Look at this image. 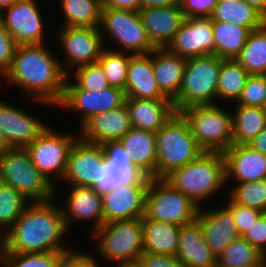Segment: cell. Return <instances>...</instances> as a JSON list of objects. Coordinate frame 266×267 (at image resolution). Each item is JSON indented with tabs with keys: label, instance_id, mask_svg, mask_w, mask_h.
<instances>
[{
	"label": "cell",
	"instance_id": "6da1fadb",
	"mask_svg": "<svg viewBox=\"0 0 266 267\" xmlns=\"http://www.w3.org/2000/svg\"><path fill=\"white\" fill-rule=\"evenodd\" d=\"M48 46V43L17 45L10 69L1 79L8 87L19 88L35 104L55 108L62 99L68 75L60 57Z\"/></svg>",
	"mask_w": 266,
	"mask_h": 267
},
{
	"label": "cell",
	"instance_id": "7a4b0ae2",
	"mask_svg": "<svg viewBox=\"0 0 266 267\" xmlns=\"http://www.w3.org/2000/svg\"><path fill=\"white\" fill-rule=\"evenodd\" d=\"M57 200L53 198L44 202H30L3 235L2 252H72L75 247L65 242L70 232Z\"/></svg>",
	"mask_w": 266,
	"mask_h": 267
},
{
	"label": "cell",
	"instance_id": "3957f363",
	"mask_svg": "<svg viewBox=\"0 0 266 267\" xmlns=\"http://www.w3.org/2000/svg\"><path fill=\"white\" fill-rule=\"evenodd\" d=\"M164 179L201 208L213 195L227 189L224 155L204 152L193 162L173 170Z\"/></svg>",
	"mask_w": 266,
	"mask_h": 267
},
{
	"label": "cell",
	"instance_id": "277c9868",
	"mask_svg": "<svg viewBox=\"0 0 266 267\" xmlns=\"http://www.w3.org/2000/svg\"><path fill=\"white\" fill-rule=\"evenodd\" d=\"M202 153L204 151L192 135L188 121L180 112H175L156 132V178H165Z\"/></svg>",
	"mask_w": 266,
	"mask_h": 267
},
{
	"label": "cell",
	"instance_id": "5b68a950",
	"mask_svg": "<svg viewBox=\"0 0 266 267\" xmlns=\"http://www.w3.org/2000/svg\"><path fill=\"white\" fill-rule=\"evenodd\" d=\"M221 106L194 105L180 111L204 152L223 153L233 144L232 112Z\"/></svg>",
	"mask_w": 266,
	"mask_h": 267
},
{
	"label": "cell",
	"instance_id": "8992f818",
	"mask_svg": "<svg viewBox=\"0 0 266 267\" xmlns=\"http://www.w3.org/2000/svg\"><path fill=\"white\" fill-rule=\"evenodd\" d=\"M88 237L97 241L94 250L102 261H133L144 253L142 218L103 223Z\"/></svg>",
	"mask_w": 266,
	"mask_h": 267
},
{
	"label": "cell",
	"instance_id": "52a82bcc",
	"mask_svg": "<svg viewBox=\"0 0 266 267\" xmlns=\"http://www.w3.org/2000/svg\"><path fill=\"white\" fill-rule=\"evenodd\" d=\"M222 58L207 55L186 59L184 76L174 109L180 112L194 105H216Z\"/></svg>",
	"mask_w": 266,
	"mask_h": 267
},
{
	"label": "cell",
	"instance_id": "ba28073f",
	"mask_svg": "<svg viewBox=\"0 0 266 267\" xmlns=\"http://www.w3.org/2000/svg\"><path fill=\"white\" fill-rule=\"evenodd\" d=\"M99 30L106 48L133 55L149 54L156 49L148 38L138 11L102 7ZM106 38L112 40L109 43L114 41L115 45L110 47Z\"/></svg>",
	"mask_w": 266,
	"mask_h": 267
},
{
	"label": "cell",
	"instance_id": "9c48e42d",
	"mask_svg": "<svg viewBox=\"0 0 266 267\" xmlns=\"http://www.w3.org/2000/svg\"><path fill=\"white\" fill-rule=\"evenodd\" d=\"M2 183L19 191L30 202L55 198V187L32 163L26 148H10L0 155Z\"/></svg>",
	"mask_w": 266,
	"mask_h": 267
},
{
	"label": "cell",
	"instance_id": "30bf717a",
	"mask_svg": "<svg viewBox=\"0 0 266 267\" xmlns=\"http://www.w3.org/2000/svg\"><path fill=\"white\" fill-rule=\"evenodd\" d=\"M57 130L56 127H46L26 149L34 166L55 187V197L59 198L61 188L57 186L62 181L70 150L79 135L78 132Z\"/></svg>",
	"mask_w": 266,
	"mask_h": 267
},
{
	"label": "cell",
	"instance_id": "8fae6325",
	"mask_svg": "<svg viewBox=\"0 0 266 267\" xmlns=\"http://www.w3.org/2000/svg\"><path fill=\"white\" fill-rule=\"evenodd\" d=\"M199 207L164 178H151L145 196L146 219L183 226L196 220Z\"/></svg>",
	"mask_w": 266,
	"mask_h": 267
},
{
	"label": "cell",
	"instance_id": "7c38bea8",
	"mask_svg": "<svg viewBox=\"0 0 266 267\" xmlns=\"http://www.w3.org/2000/svg\"><path fill=\"white\" fill-rule=\"evenodd\" d=\"M58 47L65 59L60 58L64 72L68 75L74 69L96 63L104 48L99 27H60L58 28Z\"/></svg>",
	"mask_w": 266,
	"mask_h": 267
},
{
	"label": "cell",
	"instance_id": "4fadbf2b",
	"mask_svg": "<svg viewBox=\"0 0 266 267\" xmlns=\"http://www.w3.org/2000/svg\"><path fill=\"white\" fill-rule=\"evenodd\" d=\"M37 2L38 0H21L0 12L5 29L17 45L45 43V15Z\"/></svg>",
	"mask_w": 266,
	"mask_h": 267
},
{
	"label": "cell",
	"instance_id": "5bb4252c",
	"mask_svg": "<svg viewBox=\"0 0 266 267\" xmlns=\"http://www.w3.org/2000/svg\"><path fill=\"white\" fill-rule=\"evenodd\" d=\"M150 180V177L143 175L137 182L117 186L103 192L104 223L142 218Z\"/></svg>",
	"mask_w": 266,
	"mask_h": 267
},
{
	"label": "cell",
	"instance_id": "9a60e30c",
	"mask_svg": "<svg viewBox=\"0 0 266 267\" xmlns=\"http://www.w3.org/2000/svg\"><path fill=\"white\" fill-rule=\"evenodd\" d=\"M105 151L101 144L85 142L78 138L73 144L62 178L63 186L93 187L99 180Z\"/></svg>",
	"mask_w": 266,
	"mask_h": 267
},
{
	"label": "cell",
	"instance_id": "2e32d148",
	"mask_svg": "<svg viewBox=\"0 0 266 267\" xmlns=\"http://www.w3.org/2000/svg\"><path fill=\"white\" fill-rule=\"evenodd\" d=\"M125 92L115 87L89 91L84 89H64L59 109L79 113L78 128L95 114L115 109L125 103Z\"/></svg>",
	"mask_w": 266,
	"mask_h": 267
},
{
	"label": "cell",
	"instance_id": "e0dca14e",
	"mask_svg": "<svg viewBox=\"0 0 266 267\" xmlns=\"http://www.w3.org/2000/svg\"><path fill=\"white\" fill-rule=\"evenodd\" d=\"M29 112L0 97V132L10 148H26L49 126Z\"/></svg>",
	"mask_w": 266,
	"mask_h": 267
},
{
	"label": "cell",
	"instance_id": "ac0fdd59",
	"mask_svg": "<svg viewBox=\"0 0 266 267\" xmlns=\"http://www.w3.org/2000/svg\"><path fill=\"white\" fill-rule=\"evenodd\" d=\"M167 49L185 59L213 55L211 17L185 18Z\"/></svg>",
	"mask_w": 266,
	"mask_h": 267
},
{
	"label": "cell",
	"instance_id": "d6986e66",
	"mask_svg": "<svg viewBox=\"0 0 266 267\" xmlns=\"http://www.w3.org/2000/svg\"><path fill=\"white\" fill-rule=\"evenodd\" d=\"M68 188V194L64 198L65 206L60 204L68 231L71 232L75 223L78 225V221L93 223L89 234L100 228L104 223L102 194L92 187L68 186Z\"/></svg>",
	"mask_w": 266,
	"mask_h": 267
},
{
	"label": "cell",
	"instance_id": "ffe728a7",
	"mask_svg": "<svg viewBox=\"0 0 266 267\" xmlns=\"http://www.w3.org/2000/svg\"><path fill=\"white\" fill-rule=\"evenodd\" d=\"M101 145L105 151V159L100 180L92 187L94 190L102 194L117 186L137 182L143 176L118 140Z\"/></svg>",
	"mask_w": 266,
	"mask_h": 267
},
{
	"label": "cell",
	"instance_id": "44dd1931",
	"mask_svg": "<svg viewBox=\"0 0 266 267\" xmlns=\"http://www.w3.org/2000/svg\"><path fill=\"white\" fill-rule=\"evenodd\" d=\"M126 102L105 112L93 115L78 129L79 138L93 144L117 141L131 129Z\"/></svg>",
	"mask_w": 266,
	"mask_h": 267
},
{
	"label": "cell",
	"instance_id": "7402d4cb",
	"mask_svg": "<svg viewBox=\"0 0 266 267\" xmlns=\"http://www.w3.org/2000/svg\"><path fill=\"white\" fill-rule=\"evenodd\" d=\"M199 208L196 220L201 226L203 238L217 257L234 240L241 237L232 212L221 205L216 208Z\"/></svg>",
	"mask_w": 266,
	"mask_h": 267
},
{
	"label": "cell",
	"instance_id": "603a6c76",
	"mask_svg": "<svg viewBox=\"0 0 266 267\" xmlns=\"http://www.w3.org/2000/svg\"><path fill=\"white\" fill-rule=\"evenodd\" d=\"M228 184L266 179V155L249 144H232L223 152Z\"/></svg>",
	"mask_w": 266,
	"mask_h": 267
},
{
	"label": "cell",
	"instance_id": "cb8c5ba5",
	"mask_svg": "<svg viewBox=\"0 0 266 267\" xmlns=\"http://www.w3.org/2000/svg\"><path fill=\"white\" fill-rule=\"evenodd\" d=\"M138 14L155 48H167L185 21L180 6L141 8Z\"/></svg>",
	"mask_w": 266,
	"mask_h": 267
},
{
	"label": "cell",
	"instance_id": "d4e9b609",
	"mask_svg": "<svg viewBox=\"0 0 266 267\" xmlns=\"http://www.w3.org/2000/svg\"><path fill=\"white\" fill-rule=\"evenodd\" d=\"M126 98L168 99L160 90L153 70V51L130 57L127 70Z\"/></svg>",
	"mask_w": 266,
	"mask_h": 267
},
{
	"label": "cell",
	"instance_id": "484cf974",
	"mask_svg": "<svg viewBox=\"0 0 266 267\" xmlns=\"http://www.w3.org/2000/svg\"><path fill=\"white\" fill-rule=\"evenodd\" d=\"M175 256L186 267H217V255L203 238L197 220L180 227Z\"/></svg>",
	"mask_w": 266,
	"mask_h": 267
},
{
	"label": "cell",
	"instance_id": "4316f807",
	"mask_svg": "<svg viewBox=\"0 0 266 267\" xmlns=\"http://www.w3.org/2000/svg\"><path fill=\"white\" fill-rule=\"evenodd\" d=\"M131 127L156 133L174 114L170 99L126 98Z\"/></svg>",
	"mask_w": 266,
	"mask_h": 267
},
{
	"label": "cell",
	"instance_id": "83f0119b",
	"mask_svg": "<svg viewBox=\"0 0 266 267\" xmlns=\"http://www.w3.org/2000/svg\"><path fill=\"white\" fill-rule=\"evenodd\" d=\"M118 141L143 175L156 178V133L131 128Z\"/></svg>",
	"mask_w": 266,
	"mask_h": 267
},
{
	"label": "cell",
	"instance_id": "f1b7e54d",
	"mask_svg": "<svg viewBox=\"0 0 266 267\" xmlns=\"http://www.w3.org/2000/svg\"><path fill=\"white\" fill-rule=\"evenodd\" d=\"M186 59L170 52L167 48L153 50V70L161 92L172 102L180 91Z\"/></svg>",
	"mask_w": 266,
	"mask_h": 267
},
{
	"label": "cell",
	"instance_id": "f546056e",
	"mask_svg": "<svg viewBox=\"0 0 266 267\" xmlns=\"http://www.w3.org/2000/svg\"><path fill=\"white\" fill-rule=\"evenodd\" d=\"M144 252L175 256L180 226L142 217Z\"/></svg>",
	"mask_w": 266,
	"mask_h": 267
},
{
	"label": "cell",
	"instance_id": "4dcf8cb0",
	"mask_svg": "<svg viewBox=\"0 0 266 267\" xmlns=\"http://www.w3.org/2000/svg\"><path fill=\"white\" fill-rule=\"evenodd\" d=\"M211 19L231 22L248 28L250 31L257 30L266 24V17L244 0L234 2L218 0Z\"/></svg>",
	"mask_w": 266,
	"mask_h": 267
},
{
	"label": "cell",
	"instance_id": "1f68e13d",
	"mask_svg": "<svg viewBox=\"0 0 266 267\" xmlns=\"http://www.w3.org/2000/svg\"><path fill=\"white\" fill-rule=\"evenodd\" d=\"M214 55L222 59H236L246 44L250 30L231 22L212 20Z\"/></svg>",
	"mask_w": 266,
	"mask_h": 267
},
{
	"label": "cell",
	"instance_id": "d6a6232c",
	"mask_svg": "<svg viewBox=\"0 0 266 267\" xmlns=\"http://www.w3.org/2000/svg\"><path fill=\"white\" fill-rule=\"evenodd\" d=\"M63 15L61 27H99L102 0H59Z\"/></svg>",
	"mask_w": 266,
	"mask_h": 267
},
{
	"label": "cell",
	"instance_id": "836d02e7",
	"mask_svg": "<svg viewBox=\"0 0 266 267\" xmlns=\"http://www.w3.org/2000/svg\"><path fill=\"white\" fill-rule=\"evenodd\" d=\"M234 107L232 110L233 144H250L266 127V112L261 107Z\"/></svg>",
	"mask_w": 266,
	"mask_h": 267
},
{
	"label": "cell",
	"instance_id": "e575fe53",
	"mask_svg": "<svg viewBox=\"0 0 266 267\" xmlns=\"http://www.w3.org/2000/svg\"><path fill=\"white\" fill-rule=\"evenodd\" d=\"M249 75L236 59H222L217 84V104H221V100L222 105L231 101L234 104L241 95Z\"/></svg>",
	"mask_w": 266,
	"mask_h": 267
},
{
	"label": "cell",
	"instance_id": "d590c367",
	"mask_svg": "<svg viewBox=\"0 0 266 267\" xmlns=\"http://www.w3.org/2000/svg\"><path fill=\"white\" fill-rule=\"evenodd\" d=\"M236 60L250 75H266V24L250 32Z\"/></svg>",
	"mask_w": 266,
	"mask_h": 267
},
{
	"label": "cell",
	"instance_id": "8d00e7d4",
	"mask_svg": "<svg viewBox=\"0 0 266 267\" xmlns=\"http://www.w3.org/2000/svg\"><path fill=\"white\" fill-rule=\"evenodd\" d=\"M265 259L261 252L240 237L217 257V267H261Z\"/></svg>",
	"mask_w": 266,
	"mask_h": 267
},
{
	"label": "cell",
	"instance_id": "74e56055",
	"mask_svg": "<svg viewBox=\"0 0 266 267\" xmlns=\"http://www.w3.org/2000/svg\"><path fill=\"white\" fill-rule=\"evenodd\" d=\"M132 55L127 52L103 48L97 62L101 65L109 86L125 89L127 70Z\"/></svg>",
	"mask_w": 266,
	"mask_h": 267
},
{
	"label": "cell",
	"instance_id": "f35d334b",
	"mask_svg": "<svg viewBox=\"0 0 266 267\" xmlns=\"http://www.w3.org/2000/svg\"><path fill=\"white\" fill-rule=\"evenodd\" d=\"M230 185L226 192L235 203L266 213V179Z\"/></svg>",
	"mask_w": 266,
	"mask_h": 267
},
{
	"label": "cell",
	"instance_id": "ab89813d",
	"mask_svg": "<svg viewBox=\"0 0 266 267\" xmlns=\"http://www.w3.org/2000/svg\"><path fill=\"white\" fill-rule=\"evenodd\" d=\"M30 203L19 191L0 184V233L3 236L21 216Z\"/></svg>",
	"mask_w": 266,
	"mask_h": 267
},
{
	"label": "cell",
	"instance_id": "60d3db41",
	"mask_svg": "<svg viewBox=\"0 0 266 267\" xmlns=\"http://www.w3.org/2000/svg\"><path fill=\"white\" fill-rule=\"evenodd\" d=\"M70 252L0 253V267H60Z\"/></svg>",
	"mask_w": 266,
	"mask_h": 267
},
{
	"label": "cell",
	"instance_id": "b9f144b4",
	"mask_svg": "<svg viewBox=\"0 0 266 267\" xmlns=\"http://www.w3.org/2000/svg\"><path fill=\"white\" fill-rule=\"evenodd\" d=\"M107 87H109V84L105 73L101 65L96 62L80 66L70 72L67 76L64 89L98 91Z\"/></svg>",
	"mask_w": 266,
	"mask_h": 267
},
{
	"label": "cell",
	"instance_id": "7bdbcfd3",
	"mask_svg": "<svg viewBox=\"0 0 266 267\" xmlns=\"http://www.w3.org/2000/svg\"><path fill=\"white\" fill-rule=\"evenodd\" d=\"M266 103V75H249L245 87L234 106L263 108Z\"/></svg>",
	"mask_w": 266,
	"mask_h": 267
},
{
	"label": "cell",
	"instance_id": "ee69618b",
	"mask_svg": "<svg viewBox=\"0 0 266 267\" xmlns=\"http://www.w3.org/2000/svg\"><path fill=\"white\" fill-rule=\"evenodd\" d=\"M225 195L226 199L224 200L226 203L222 202L221 204H224L232 212L237 230L242 237L253 225V223H255L257 219L263 214V212L235 203L227 195L226 191Z\"/></svg>",
	"mask_w": 266,
	"mask_h": 267
},
{
	"label": "cell",
	"instance_id": "f6af8a7d",
	"mask_svg": "<svg viewBox=\"0 0 266 267\" xmlns=\"http://www.w3.org/2000/svg\"><path fill=\"white\" fill-rule=\"evenodd\" d=\"M17 44L0 19V78L10 69Z\"/></svg>",
	"mask_w": 266,
	"mask_h": 267
},
{
	"label": "cell",
	"instance_id": "bcb514c9",
	"mask_svg": "<svg viewBox=\"0 0 266 267\" xmlns=\"http://www.w3.org/2000/svg\"><path fill=\"white\" fill-rule=\"evenodd\" d=\"M218 0H181L180 8L185 18L211 17Z\"/></svg>",
	"mask_w": 266,
	"mask_h": 267
},
{
	"label": "cell",
	"instance_id": "7dc6e473",
	"mask_svg": "<svg viewBox=\"0 0 266 267\" xmlns=\"http://www.w3.org/2000/svg\"><path fill=\"white\" fill-rule=\"evenodd\" d=\"M242 237L266 257V213Z\"/></svg>",
	"mask_w": 266,
	"mask_h": 267
},
{
	"label": "cell",
	"instance_id": "c3c4849f",
	"mask_svg": "<svg viewBox=\"0 0 266 267\" xmlns=\"http://www.w3.org/2000/svg\"><path fill=\"white\" fill-rule=\"evenodd\" d=\"M79 250L75 248L72 252L65 254L60 267H102V264L96 260L97 255Z\"/></svg>",
	"mask_w": 266,
	"mask_h": 267
},
{
	"label": "cell",
	"instance_id": "681fc988",
	"mask_svg": "<svg viewBox=\"0 0 266 267\" xmlns=\"http://www.w3.org/2000/svg\"><path fill=\"white\" fill-rule=\"evenodd\" d=\"M139 260L142 267H186L176 256L144 252Z\"/></svg>",
	"mask_w": 266,
	"mask_h": 267
},
{
	"label": "cell",
	"instance_id": "f907efd6",
	"mask_svg": "<svg viewBox=\"0 0 266 267\" xmlns=\"http://www.w3.org/2000/svg\"><path fill=\"white\" fill-rule=\"evenodd\" d=\"M102 5L114 9L139 11L141 0H102Z\"/></svg>",
	"mask_w": 266,
	"mask_h": 267
},
{
	"label": "cell",
	"instance_id": "816d5d0a",
	"mask_svg": "<svg viewBox=\"0 0 266 267\" xmlns=\"http://www.w3.org/2000/svg\"><path fill=\"white\" fill-rule=\"evenodd\" d=\"M181 0H141V8L180 6Z\"/></svg>",
	"mask_w": 266,
	"mask_h": 267
},
{
	"label": "cell",
	"instance_id": "f5cc1de1",
	"mask_svg": "<svg viewBox=\"0 0 266 267\" xmlns=\"http://www.w3.org/2000/svg\"><path fill=\"white\" fill-rule=\"evenodd\" d=\"M256 151L266 155V127L249 144Z\"/></svg>",
	"mask_w": 266,
	"mask_h": 267
},
{
	"label": "cell",
	"instance_id": "db71d44e",
	"mask_svg": "<svg viewBox=\"0 0 266 267\" xmlns=\"http://www.w3.org/2000/svg\"><path fill=\"white\" fill-rule=\"evenodd\" d=\"M249 5L255 7L266 17V0H244Z\"/></svg>",
	"mask_w": 266,
	"mask_h": 267
},
{
	"label": "cell",
	"instance_id": "11a10c76",
	"mask_svg": "<svg viewBox=\"0 0 266 267\" xmlns=\"http://www.w3.org/2000/svg\"><path fill=\"white\" fill-rule=\"evenodd\" d=\"M115 267H142L140 260L122 261L114 263Z\"/></svg>",
	"mask_w": 266,
	"mask_h": 267
},
{
	"label": "cell",
	"instance_id": "9f6ffc18",
	"mask_svg": "<svg viewBox=\"0 0 266 267\" xmlns=\"http://www.w3.org/2000/svg\"><path fill=\"white\" fill-rule=\"evenodd\" d=\"M8 149H10V146L3 134L0 132V155H3Z\"/></svg>",
	"mask_w": 266,
	"mask_h": 267
},
{
	"label": "cell",
	"instance_id": "6f0895ef",
	"mask_svg": "<svg viewBox=\"0 0 266 267\" xmlns=\"http://www.w3.org/2000/svg\"><path fill=\"white\" fill-rule=\"evenodd\" d=\"M21 0H0V12L7 7H10Z\"/></svg>",
	"mask_w": 266,
	"mask_h": 267
},
{
	"label": "cell",
	"instance_id": "680465c9",
	"mask_svg": "<svg viewBox=\"0 0 266 267\" xmlns=\"http://www.w3.org/2000/svg\"><path fill=\"white\" fill-rule=\"evenodd\" d=\"M2 250H3V236L0 233V253L2 252Z\"/></svg>",
	"mask_w": 266,
	"mask_h": 267
},
{
	"label": "cell",
	"instance_id": "91938a15",
	"mask_svg": "<svg viewBox=\"0 0 266 267\" xmlns=\"http://www.w3.org/2000/svg\"><path fill=\"white\" fill-rule=\"evenodd\" d=\"M261 267H266V259L263 261Z\"/></svg>",
	"mask_w": 266,
	"mask_h": 267
},
{
	"label": "cell",
	"instance_id": "94428289",
	"mask_svg": "<svg viewBox=\"0 0 266 267\" xmlns=\"http://www.w3.org/2000/svg\"><path fill=\"white\" fill-rule=\"evenodd\" d=\"M2 183V174H1V168H0V184Z\"/></svg>",
	"mask_w": 266,
	"mask_h": 267
},
{
	"label": "cell",
	"instance_id": "6125c7cd",
	"mask_svg": "<svg viewBox=\"0 0 266 267\" xmlns=\"http://www.w3.org/2000/svg\"><path fill=\"white\" fill-rule=\"evenodd\" d=\"M222 1L234 2V1H238V0H222Z\"/></svg>",
	"mask_w": 266,
	"mask_h": 267
}]
</instances>
